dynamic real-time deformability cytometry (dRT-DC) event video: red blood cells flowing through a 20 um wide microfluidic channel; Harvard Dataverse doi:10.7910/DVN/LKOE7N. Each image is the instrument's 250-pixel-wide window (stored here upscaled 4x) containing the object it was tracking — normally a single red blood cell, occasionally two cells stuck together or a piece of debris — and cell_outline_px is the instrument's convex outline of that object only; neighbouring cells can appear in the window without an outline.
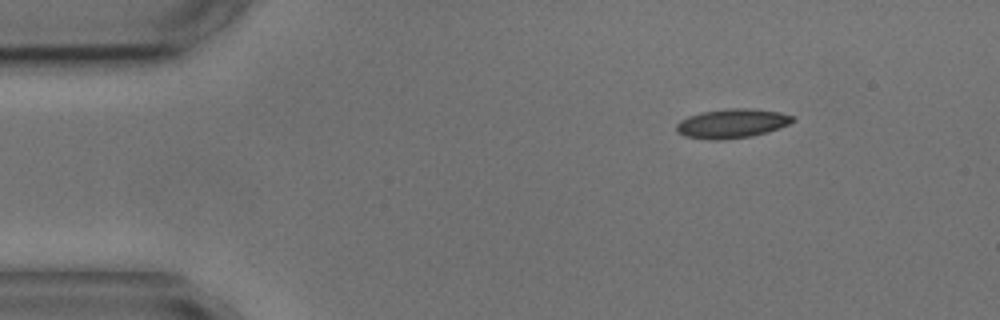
{"species": "common noctule bat (a hibernating species)", "species_latin": "Nyctalus noctula", "temperature_condition": "cold", "stored_images_in_passage": 4, "camera_frame_rate_fps": 3000, "um_per_image_px": 0.085, "animal": {"sex": "male", "body_mass_g": 17.9, "forearm_length_mm": 54.2}, "frame": {"image": 1, "passage_image": 1, "time_ms": 0.0, "image_size_px": [1000, 320], "cell_outline_px": [[796, 120], [780, 128], [768, 132], [752, 136], [720, 140], [712, 140], [684, 136], [676, 132], [676, 124], [680, 120], [688, 116], [700, 112], [728, 108], [744, 108], [780, 112], [792, 116]], "centroid_in_image_um": [62.19, 10.5], "position_along_channel_um": 22.8, "area_um2": 19.88}}